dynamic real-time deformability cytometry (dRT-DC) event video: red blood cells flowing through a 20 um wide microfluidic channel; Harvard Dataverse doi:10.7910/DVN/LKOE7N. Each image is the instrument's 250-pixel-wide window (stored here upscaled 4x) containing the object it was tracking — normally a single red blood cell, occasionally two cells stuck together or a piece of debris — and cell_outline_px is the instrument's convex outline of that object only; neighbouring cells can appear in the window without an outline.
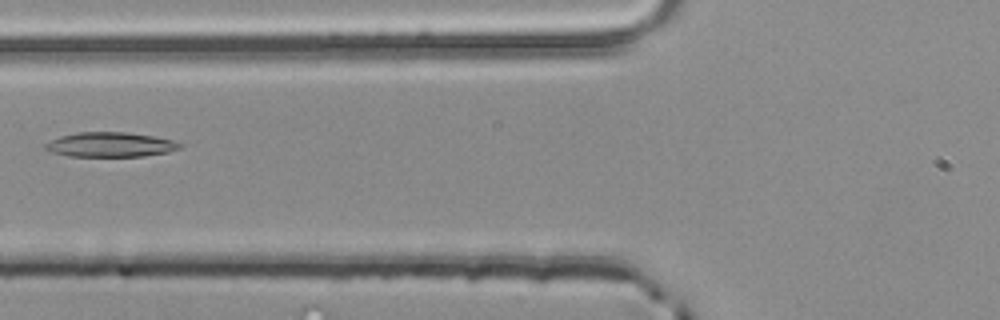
{"species": "common noctule bat (a hibernating species)", "species_latin": "Nyctalus noctula", "temperature_condition": "room temperature", "stored_images_in_passage": 5, "camera_frame_rate_fps": 3000, "um_per_image_px": 0.085, "animal": {"sex": "male", "body_mass_g": 20.4}, "frame": {"image": 1, "passage_image": 5, "time_ms": 1.333, "image_size_px": [1000, 320], "cell_outline_px": [[184, 144], [180, 148], [168, 152], [144, 156], [68, 156], [52, 152], [44, 148], [44, 144], [60, 136], [76, 132], [124, 132], [152, 136], [172, 140]], "centroid_in_image_um": [9.38, 12.29], "position_along_channel_um": 116.4, "area_um2": 19.25}}